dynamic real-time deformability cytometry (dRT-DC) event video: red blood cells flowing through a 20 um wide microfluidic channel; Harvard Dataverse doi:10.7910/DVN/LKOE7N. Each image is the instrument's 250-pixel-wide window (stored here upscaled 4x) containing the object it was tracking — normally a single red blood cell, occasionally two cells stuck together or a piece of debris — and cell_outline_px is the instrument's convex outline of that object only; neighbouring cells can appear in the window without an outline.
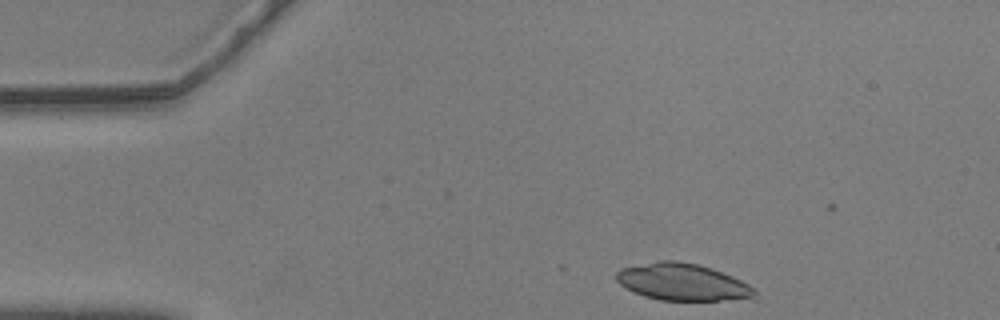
{"species": "common noctule bat (a hibernating species)", "species_latin": "Nyctalus noctula", "temperature_condition": "warm", "stored_images_in_passage": 2, "camera_frame_rate_fps": 3000, "um_per_image_px": 0.085, "animal": {"sex": "male", "body_mass_g": 20.5, "forearm_length_mm": 52.5}, "frame": {"image": 1, "passage_image": 2, "time_ms": 0.333, "image_size_px": [1000, 320], "cell_outline_px": [[756, 300], [660, 300], [644, 296], [620, 284], [616, 280], [616, 272], [620, 268], [660, 260], [676, 260], [696, 264], [712, 268], [732, 276], [748, 284], [756, 292]], "centroid_in_image_um": [58.06, 23.98], "position_along_channel_um": 26.9, "area_um2": 29.88}}